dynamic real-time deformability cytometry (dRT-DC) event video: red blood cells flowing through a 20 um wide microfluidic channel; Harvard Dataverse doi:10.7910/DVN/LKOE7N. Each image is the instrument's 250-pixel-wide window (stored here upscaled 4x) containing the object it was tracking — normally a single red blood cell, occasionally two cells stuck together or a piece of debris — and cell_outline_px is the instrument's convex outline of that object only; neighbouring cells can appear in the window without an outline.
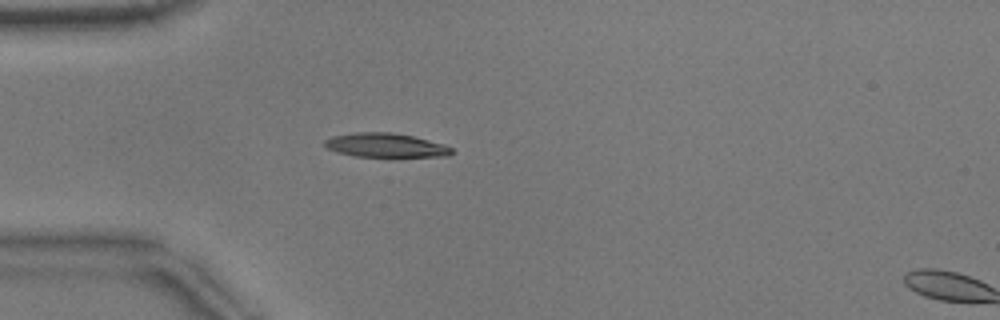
{"species": "common noctule bat (a hibernating species)", "species_latin": "Nyctalus noctula", "temperature_condition": "warm", "stored_images_in_passage": 3, "camera_frame_rate_fps": 3000, "um_per_image_px": 0.085, "animal": {"sex": "male", "body_mass_g": 17.9}, "frame": {"image": 1, "passage_image": 1, "time_ms": 0.0, "image_size_px": [1000, 320], "cell_outline_px": [[456, 152], [448, 156], [356, 156], [336, 152], [328, 148], [324, 144], [324, 140], [332, 136], [356, 132], [392, 132], [412, 136], [444, 144], [452, 148]], "centroid_in_image_um": [32.79, 12.34], "position_along_channel_um": 52.2, "area_um2": 17.69}}